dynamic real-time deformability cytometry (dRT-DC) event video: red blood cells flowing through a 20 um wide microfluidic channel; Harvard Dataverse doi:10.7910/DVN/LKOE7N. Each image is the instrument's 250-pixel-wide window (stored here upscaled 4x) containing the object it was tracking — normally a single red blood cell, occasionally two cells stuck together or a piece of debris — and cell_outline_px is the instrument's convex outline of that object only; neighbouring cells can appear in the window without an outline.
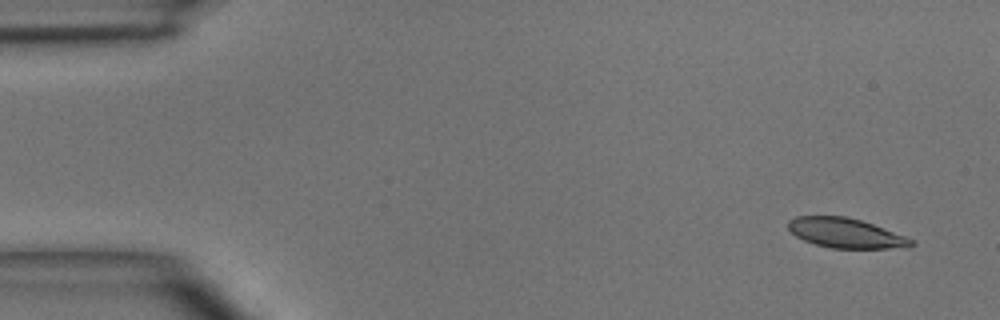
{"species": "common noctule bat (a hibernating species)", "species_latin": "Nyctalus noctula", "temperature_condition": "room temperature", "stored_images_in_passage": 5, "camera_frame_rate_fps": 3000, "um_per_image_px": 0.085, "animal": {"sex": "male", "body_mass_g": 15.6}, "frame": {"image": 1, "passage_image": 1, "time_ms": 0.0, "image_size_px": [1000, 320], "cell_outline_px": [[916, 244], [908, 248], [832, 248], [816, 244], [804, 240], [796, 236], [788, 228], [788, 220], [796, 216], [844, 216], [860, 220], [872, 224], [916, 240]], "centroid_in_image_um": [71.92, 19.81], "position_along_channel_um": 13.1, "area_um2": 21.27}}
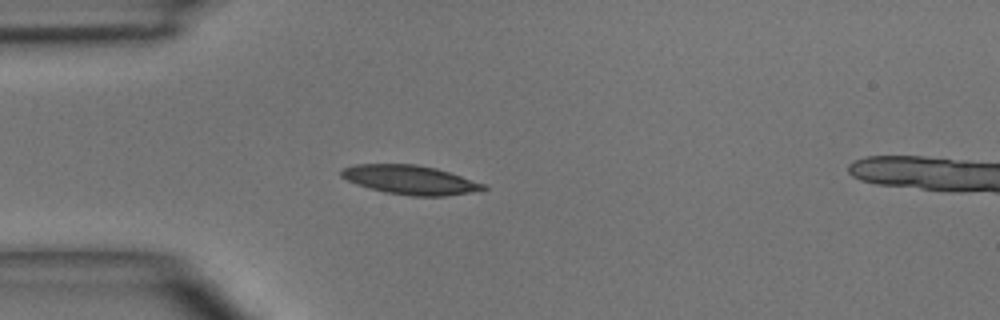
{"frame": {"image": 2, "passage_image": 4, "time_ms": 3.333, "image_size_px": [1000, 320], "cell_outline_px": [[488, 188], [468, 192], [444, 196], [412, 196], [384, 192], [356, 184], [340, 176], [340, 172], [344, 168], [352, 164], [416, 164], [436, 168], [484, 184]], "centroid_in_image_um": [34.8, 15.28], "position_along_channel_um": 50.2, "area_um2": 23.76}}